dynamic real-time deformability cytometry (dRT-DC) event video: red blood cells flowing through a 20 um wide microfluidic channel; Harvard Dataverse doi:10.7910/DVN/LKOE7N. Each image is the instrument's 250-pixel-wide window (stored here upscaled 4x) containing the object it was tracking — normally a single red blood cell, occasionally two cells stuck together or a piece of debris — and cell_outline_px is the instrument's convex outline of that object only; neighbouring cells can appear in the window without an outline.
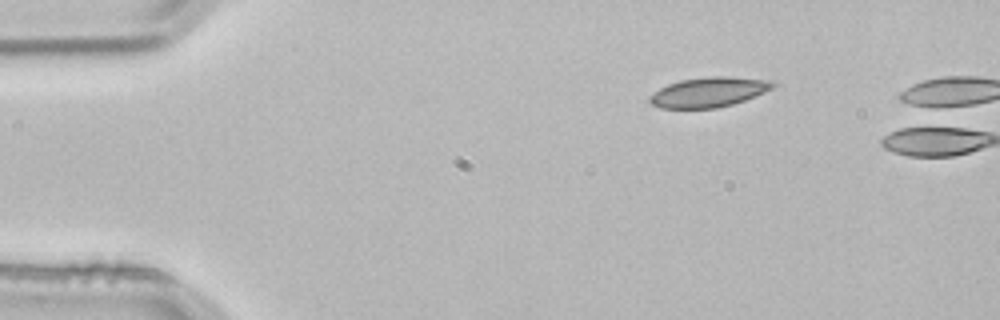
{"species": "common noctule bat (a hibernating species)", "species_latin": "Nyctalus noctula", "temperature_condition": "room temperature", "stored_images_in_passage": 3, "camera_frame_rate_fps": 3000, "um_per_image_px": 0.085, "animal": {"sex": "male", "body_mass_g": 21.5, "forearm_length_mm": 52.0}, "frame": {"image": 1, "passage_image": 1, "time_ms": 0.0, "image_size_px": [1000, 320], "cell_outline_px": [[776, 84], [772, 88], [764, 92], [744, 100], [732, 104], [716, 108], [660, 108], [652, 104], [648, 100], [648, 96], [660, 88], [668, 84], [680, 80], [708, 76], [728, 76], [768, 80]], "centroid_in_image_um": [60.2, 7.83], "position_along_channel_um": 24.8, "area_um2": 21.33}}